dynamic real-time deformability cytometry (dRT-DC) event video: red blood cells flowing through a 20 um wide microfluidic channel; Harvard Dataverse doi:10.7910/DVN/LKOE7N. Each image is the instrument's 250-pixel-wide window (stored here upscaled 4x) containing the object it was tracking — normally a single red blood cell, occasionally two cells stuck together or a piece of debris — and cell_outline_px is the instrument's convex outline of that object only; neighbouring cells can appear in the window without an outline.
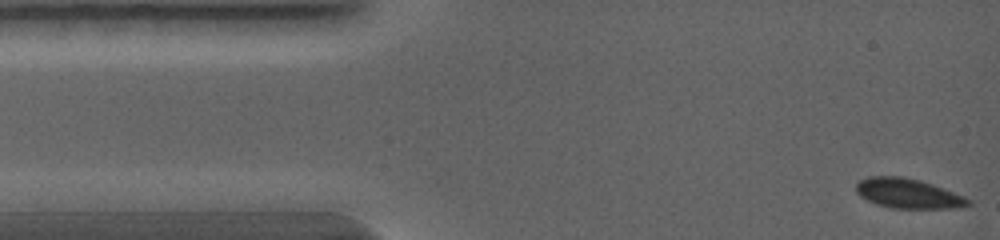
{"species": "common noctule bat (a hibernating species)", "species_latin": "Nyctalus noctula", "temperature_condition": "warm", "stored_images_in_passage": 5, "camera_frame_rate_fps": 5000, "um_per_image_px": 0.085, "animal": {"sex": "female", "body_mass_g": 19.0, "forearm_length_mm": 56.7}, "frame": {"image": 1, "passage_image": 1, "time_ms": 0.0, "image_size_px": [1000, 240], "cell_outline_px": [[972, 204], [960, 208], [888, 208], [876, 204], [860, 196], [856, 192], [856, 184], [860, 180], [868, 176], [904, 176], [920, 180], [944, 188], [964, 196], [972, 200]], "centroid_in_image_um": [77.2, 16.44], "position_along_channel_um": 7.8, "area_um2": 19.65}}
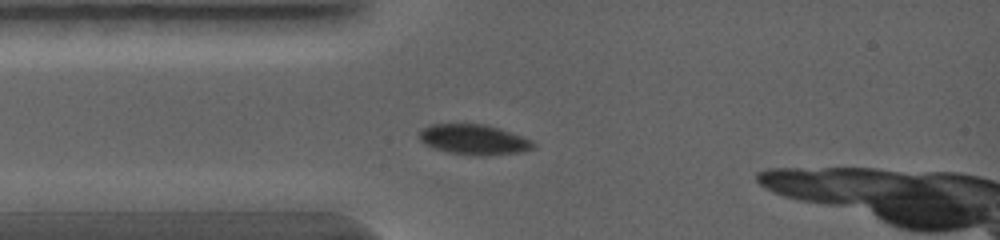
{"frame": {"image": 2, "passage_image": 5, "time_ms": 1.8, "image_size_px": [1000, 240], "cell_outline_px": [[536, 148], [524, 152], [488, 156], [472, 156], [448, 152], [432, 148], [424, 144], [420, 140], [420, 132], [424, 128], [432, 124], [484, 124], [500, 128], [532, 140], [536, 144]], "centroid_in_image_um": [40.33, 11.89], "position_along_channel_um": 44.7, "area_um2": 20.4}}